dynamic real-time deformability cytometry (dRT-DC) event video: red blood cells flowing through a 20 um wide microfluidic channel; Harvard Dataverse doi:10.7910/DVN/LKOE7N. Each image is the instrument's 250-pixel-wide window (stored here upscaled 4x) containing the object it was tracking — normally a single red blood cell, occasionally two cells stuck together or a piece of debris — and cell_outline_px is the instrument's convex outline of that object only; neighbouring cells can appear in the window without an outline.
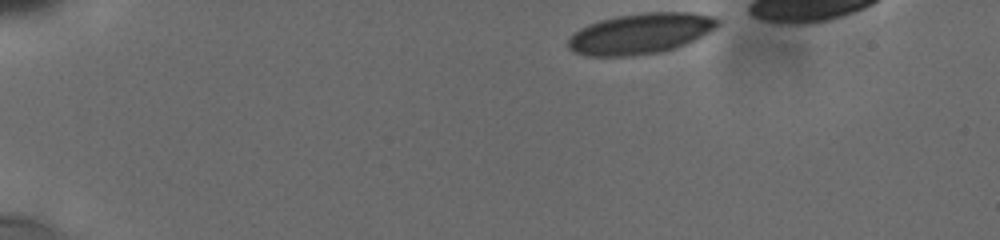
{"species": "human", "species_latin": "Homo sapiens", "temperature_condition": "cold", "stored_images_in_passage": 19, "camera_frame_rate_fps": 3000, "um_per_image_px": 0.085, "donor": {"sex": "male"}, "frame": {"image": 1, "passage_image": 1, "time_ms": 0.0, "image_size_px": [1000, 240], "cell_outline_px": [[720, 24], [708, 32], [684, 44], [660, 52], [632, 56], [588, 56], [576, 52], [568, 48], [568, 40], [580, 28], [588, 24], [600, 20], [620, 16], [648, 12], [692, 12], [712, 16], [720, 20]], "centroid_in_image_um": [54.44, 2.85], "position_along_channel_um": 30.6, "area_um2": 34.97}}